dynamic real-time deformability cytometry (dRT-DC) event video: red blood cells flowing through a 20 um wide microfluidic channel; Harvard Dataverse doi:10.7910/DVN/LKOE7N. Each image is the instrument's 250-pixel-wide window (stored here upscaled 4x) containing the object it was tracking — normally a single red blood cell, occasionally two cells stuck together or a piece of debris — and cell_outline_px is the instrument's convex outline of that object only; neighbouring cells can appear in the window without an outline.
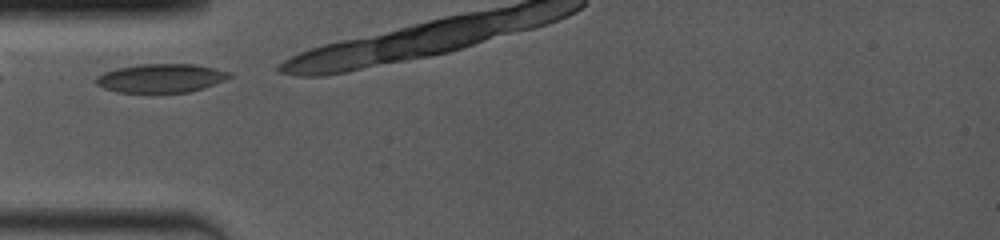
{"species": "common noctule bat (a hibernating species)", "species_latin": "Nyctalus noctula", "temperature_condition": "room temperature", "stored_images_in_passage": 3, "camera_frame_rate_fps": 4000, "um_per_image_px": 0.085, "animal": {"sex": "female", "body_mass_g": 19.0, "forearm_length_mm": 53.3}, "frame": {"image": 1, "passage_image": 1, "time_ms": 0.0, "image_size_px": [1000, 240], "cell_outline_px": [[232, 76], [224, 80], [204, 88], [188, 92], [116, 92], [104, 88], [96, 84], [96, 76], [104, 72], [116, 68], [140, 64], [196, 64], [232, 72]], "centroid_in_image_um": [13.69, 6.63], "position_along_channel_um": 71.3, "area_um2": 22.31}}